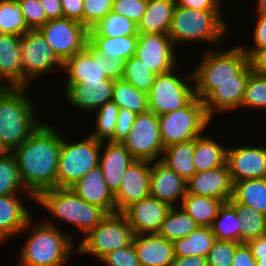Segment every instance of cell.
I'll return each mask as SVG.
<instances>
[{"label": "cell", "mask_w": 266, "mask_h": 266, "mask_svg": "<svg viewBox=\"0 0 266 266\" xmlns=\"http://www.w3.org/2000/svg\"><path fill=\"white\" fill-rule=\"evenodd\" d=\"M30 89L0 88V144L7 152L19 147L43 122L32 96L28 95Z\"/></svg>", "instance_id": "4"}, {"label": "cell", "mask_w": 266, "mask_h": 266, "mask_svg": "<svg viewBox=\"0 0 266 266\" xmlns=\"http://www.w3.org/2000/svg\"><path fill=\"white\" fill-rule=\"evenodd\" d=\"M138 35L103 37L88 36V42L106 58H123L125 60L136 53Z\"/></svg>", "instance_id": "34"}, {"label": "cell", "mask_w": 266, "mask_h": 266, "mask_svg": "<svg viewBox=\"0 0 266 266\" xmlns=\"http://www.w3.org/2000/svg\"><path fill=\"white\" fill-rule=\"evenodd\" d=\"M231 266H257L256 259L247 243H240L236 247Z\"/></svg>", "instance_id": "54"}, {"label": "cell", "mask_w": 266, "mask_h": 266, "mask_svg": "<svg viewBox=\"0 0 266 266\" xmlns=\"http://www.w3.org/2000/svg\"><path fill=\"white\" fill-rule=\"evenodd\" d=\"M253 24V42L250 45L240 44L244 52L249 56L254 50L266 47V16L255 15ZM246 45V46H245ZM250 46V47H249Z\"/></svg>", "instance_id": "50"}, {"label": "cell", "mask_w": 266, "mask_h": 266, "mask_svg": "<svg viewBox=\"0 0 266 266\" xmlns=\"http://www.w3.org/2000/svg\"><path fill=\"white\" fill-rule=\"evenodd\" d=\"M206 133L205 131L195 139L193 162L196 172L212 170L226 163L227 146Z\"/></svg>", "instance_id": "29"}, {"label": "cell", "mask_w": 266, "mask_h": 266, "mask_svg": "<svg viewBox=\"0 0 266 266\" xmlns=\"http://www.w3.org/2000/svg\"><path fill=\"white\" fill-rule=\"evenodd\" d=\"M253 8H255V15L266 16V0H256Z\"/></svg>", "instance_id": "59"}, {"label": "cell", "mask_w": 266, "mask_h": 266, "mask_svg": "<svg viewBox=\"0 0 266 266\" xmlns=\"http://www.w3.org/2000/svg\"><path fill=\"white\" fill-rule=\"evenodd\" d=\"M198 227L200 226L180 206H173L157 234L173 242L188 237Z\"/></svg>", "instance_id": "35"}, {"label": "cell", "mask_w": 266, "mask_h": 266, "mask_svg": "<svg viewBox=\"0 0 266 266\" xmlns=\"http://www.w3.org/2000/svg\"><path fill=\"white\" fill-rule=\"evenodd\" d=\"M225 0H176L177 6L203 11H224ZM223 9V10H222Z\"/></svg>", "instance_id": "52"}, {"label": "cell", "mask_w": 266, "mask_h": 266, "mask_svg": "<svg viewBox=\"0 0 266 266\" xmlns=\"http://www.w3.org/2000/svg\"><path fill=\"white\" fill-rule=\"evenodd\" d=\"M35 202L48 212L45 214H50L43 219L46 224L60 228L61 221L66 222L65 225L76 226L77 232L83 234L82 238L109 214L101 207L84 201L71 188L56 187L42 191Z\"/></svg>", "instance_id": "3"}, {"label": "cell", "mask_w": 266, "mask_h": 266, "mask_svg": "<svg viewBox=\"0 0 266 266\" xmlns=\"http://www.w3.org/2000/svg\"><path fill=\"white\" fill-rule=\"evenodd\" d=\"M248 63L253 73L266 76V47L254 50L248 56Z\"/></svg>", "instance_id": "55"}, {"label": "cell", "mask_w": 266, "mask_h": 266, "mask_svg": "<svg viewBox=\"0 0 266 266\" xmlns=\"http://www.w3.org/2000/svg\"><path fill=\"white\" fill-rule=\"evenodd\" d=\"M247 245L254 258H266V235L249 240Z\"/></svg>", "instance_id": "58"}, {"label": "cell", "mask_w": 266, "mask_h": 266, "mask_svg": "<svg viewBox=\"0 0 266 266\" xmlns=\"http://www.w3.org/2000/svg\"><path fill=\"white\" fill-rule=\"evenodd\" d=\"M226 19L223 11H203L176 5L168 35L175 47L179 46V52L180 47L185 44L187 47L188 43L204 42L210 45L205 49L215 48L225 44L223 39L230 35L232 27Z\"/></svg>", "instance_id": "5"}, {"label": "cell", "mask_w": 266, "mask_h": 266, "mask_svg": "<svg viewBox=\"0 0 266 266\" xmlns=\"http://www.w3.org/2000/svg\"><path fill=\"white\" fill-rule=\"evenodd\" d=\"M21 194L0 196V245L13 240L33 217Z\"/></svg>", "instance_id": "24"}, {"label": "cell", "mask_w": 266, "mask_h": 266, "mask_svg": "<svg viewBox=\"0 0 266 266\" xmlns=\"http://www.w3.org/2000/svg\"><path fill=\"white\" fill-rule=\"evenodd\" d=\"M241 224L234 205L229 201L220 206L210 228L216 239L240 243Z\"/></svg>", "instance_id": "36"}, {"label": "cell", "mask_w": 266, "mask_h": 266, "mask_svg": "<svg viewBox=\"0 0 266 266\" xmlns=\"http://www.w3.org/2000/svg\"><path fill=\"white\" fill-rule=\"evenodd\" d=\"M21 6L25 23L30 30L39 29L48 19L39 0H16Z\"/></svg>", "instance_id": "47"}, {"label": "cell", "mask_w": 266, "mask_h": 266, "mask_svg": "<svg viewBox=\"0 0 266 266\" xmlns=\"http://www.w3.org/2000/svg\"><path fill=\"white\" fill-rule=\"evenodd\" d=\"M7 151L2 147V145L0 144V155L6 153Z\"/></svg>", "instance_id": "61"}, {"label": "cell", "mask_w": 266, "mask_h": 266, "mask_svg": "<svg viewBox=\"0 0 266 266\" xmlns=\"http://www.w3.org/2000/svg\"><path fill=\"white\" fill-rule=\"evenodd\" d=\"M232 199L266 215V178L234 182Z\"/></svg>", "instance_id": "32"}, {"label": "cell", "mask_w": 266, "mask_h": 266, "mask_svg": "<svg viewBox=\"0 0 266 266\" xmlns=\"http://www.w3.org/2000/svg\"><path fill=\"white\" fill-rule=\"evenodd\" d=\"M114 82L108 78L100 82L64 83L63 96L71 108L84 111L86 115L92 114L106 102L112 101Z\"/></svg>", "instance_id": "19"}, {"label": "cell", "mask_w": 266, "mask_h": 266, "mask_svg": "<svg viewBox=\"0 0 266 266\" xmlns=\"http://www.w3.org/2000/svg\"><path fill=\"white\" fill-rule=\"evenodd\" d=\"M21 193L35 202V197L22 184L15 156L6 152L0 155V196Z\"/></svg>", "instance_id": "38"}, {"label": "cell", "mask_w": 266, "mask_h": 266, "mask_svg": "<svg viewBox=\"0 0 266 266\" xmlns=\"http://www.w3.org/2000/svg\"><path fill=\"white\" fill-rule=\"evenodd\" d=\"M99 262L104 264L103 266H140L133 242L106 254Z\"/></svg>", "instance_id": "46"}, {"label": "cell", "mask_w": 266, "mask_h": 266, "mask_svg": "<svg viewBox=\"0 0 266 266\" xmlns=\"http://www.w3.org/2000/svg\"><path fill=\"white\" fill-rule=\"evenodd\" d=\"M83 138L71 142L62 133L56 187L70 188L99 165L101 142L89 134Z\"/></svg>", "instance_id": "8"}, {"label": "cell", "mask_w": 266, "mask_h": 266, "mask_svg": "<svg viewBox=\"0 0 266 266\" xmlns=\"http://www.w3.org/2000/svg\"><path fill=\"white\" fill-rule=\"evenodd\" d=\"M27 222L19 235L26 233L27 238L19 247V266H65L77 253L74 234L62 231L63 228L48 225L43 220ZM31 229V230H30ZM30 231V232H29ZM29 234V235H28Z\"/></svg>", "instance_id": "2"}, {"label": "cell", "mask_w": 266, "mask_h": 266, "mask_svg": "<svg viewBox=\"0 0 266 266\" xmlns=\"http://www.w3.org/2000/svg\"><path fill=\"white\" fill-rule=\"evenodd\" d=\"M228 146L226 163L233 183L266 178V145Z\"/></svg>", "instance_id": "16"}, {"label": "cell", "mask_w": 266, "mask_h": 266, "mask_svg": "<svg viewBox=\"0 0 266 266\" xmlns=\"http://www.w3.org/2000/svg\"><path fill=\"white\" fill-rule=\"evenodd\" d=\"M176 5V0L149 1L137 24V33L168 34Z\"/></svg>", "instance_id": "28"}, {"label": "cell", "mask_w": 266, "mask_h": 266, "mask_svg": "<svg viewBox=\"0 0 266 266\" xmlns=\"http://www.w3.org/2000/svg\"><path fill=\"white\" fill-rule=\"evenodd\" d=\"M135 160L121 142H101L99 166L113 194L118 191L126 169Z\"/></svg>", "instance_id": "23"}, {"label": "cell", "mask_w": 266, "mask_h": 266, "mask_svg": "<svg viewBox=\"0 0 266 266\" xmlns=\"http://www.w3.org/2000/svg\"><path fill=\"white\" fill-rule=\"evenodd\" d=\"M138 35L137 24L125 16L109 12L88 31V36L122 37Z\"/></svg>", "instance_id": "39"}, {"label": "cell", "mask_w": 266, "mask_h": 266, "mask_svg": "<svg viewBox=\"0 0 266 266\" xmlns=\"http://www.w3.org/2000/svg\"><path fill=\"white\" fill-rule=\"evenodd\" d=\"M171 206L148 196L129 206L126 216L134 235L157 234Z\"/></svg>", "instance_id": "20"}, {"label": "cell", "mask_w": 266, "mask_h": 266, "mask_svg": "<svg viewBox=\"0 0 266 266\" xmlns=\"http://www.w3.org/2000/svg\"><path fill=\"white\" fill-rule=\"evenodd\" d=\"M194 151L195 139L175 143L164 148L160 161L187 182L196 173Z\"/></svg>", "instance_id": "30"}, {"label": "cell", "mask_w": 266, "mask_h": 266, "mask_svg": "<svg viewBox=\"0 0 266 266\" xmlns=\"http://www.w3.org/2000/svg\"><path fill=\"white\" fill-rule=\"evenodd\" d=\"M62 142V130L49 122L39 127L12 153L25 189L35 198L56 188V174Z\"/></svg>", "instance_id": "1"}, {"label": "cell", "mask_w": 266, "mask_h": 266, "mask_svg": "<svg viewBox=\"0 0 266 266\" xmlns=\"http://www.w3.org/2000/svg\"><path fill=\"white\" fill-rule=\"evenodd\" d=\"M22 87L33 86L32 82L44 75L63 70V62L47 44L46 38L38 30H29L21 36Z\"/></svg>", "instance_id": "12"}, {"label": "cell", "mask_w": 266, "mask_h": 266, "mask_svg": "<svg viewBox=\"0 0 266 266\" xmlns=\"http://www.w3.org/2000/svg\"><path fill=\"white\" fill-rule=\"evenodd\" d=\"M30 29L16 0H0V33L22 36Z\"/></svg>", "instance_id": "42"}, {"label": "cell", "mask_w": 266, "mask_h": 266, "mask_svg": "<svg viewBox=\"0 0 266 266\" xmlns=\"http://www.w3.org/2000/svg\"><path fill=\"white\" fill-rule=\"evenodd\" d=\"M48 20L63 18L61 0H39Z\"/></svg>", "instance_id": "56"}, {"label": "cell", "mask_w": 266, "mask_h": 266, "mask_svg": "<svg viewBox=\"0 0 266 266\" xmlns=\"http://www.w3.org/2000/svg\"><path fill=\"white\" fill-rule=\"evenodd\" d=\"M83 25L89 30L111 12L113 0H83Z\"/></svg>", "instance_id": "48"}, {"label": "cell", "mask_w": 266, "mask_h": 266, "mask_svg": "<svg viewBox=\"0 0 266 266\" xmlns=\"http://www.w3.org/2000/svg\"><path fill=\"white\" fill-rule=\"evenodd\" d=\"M123 58H106L89 42L83 50L63 62L66 84L100 82V80L122 79L125 71Z\"/></svg>", "instance_id": "9"}, {"label": "cell", "mask_w": 266, "mask_h": 266, "mask_svg": "<svg viewBox=\"0 0 266 266\" xmlns=\"http://www.w3.org/2000/svg\"><path fill=\"white\" fill-rule=\"evenodd\" d=\"M21 37L0 33V85L22 87Z\"/></svg>", "instance_id": "27"}, {"label": "cell", "mask_w": 266, "mask_h": 266, "mask_svg": "<svg viewBox=\"0 0 266 266\" xmlns=\"http://www.w3.org/2000/svg\"><path fill=\"white\" fill-rule=\"evenodd\" d=\"M252 70L247 63L238 73L237 80H227L220 83L204 99L207 114L213 120L215 114L240 111L244 91Z\"/></svg>", "instance_id": "17"}, {"label": "cell", "mask_w": 266, "mask_h": 266, "mask_svg": "<svg viewBox=\"0 0 266 266\" xmlns=\"http://www.w3.org/2000/svg\"><path fill=\"white\" fill-rule=\"evenodd\" d=\"M222 46L206 49L198 57L199 63L192 68L195 96L201 100L220 83L237 80V73L248 63L240 43L230 48L225 44Z\"/></svg>", "instance_id": "6"}, {"label": "cell", "mask_w": 266, "mask_h": 266, "mask_svg": "<svg viewBox=\"0 0 266 266\" xmlns=\"http://www.w3.org/2000/svg\"><path fill=\"white\" fill-rule=\"evenodd\" d=\"M134 234L123 213H112L77 242V254L100 260L106 254L129 245Z\"/></svg>", "instance_id": "11"}, {"label": "cell", "mask_w": 266, "mask_h": 266, "mask_svg": "<svg viewBox=\"0 0 266 266\" xmlns=\"http://www.w3.org/2000/svg\"><path fill=\"white\" fill-rule=\"evenodd\" d=\"M119 107L113 102H106L93 113L96 115L92 131L88 133L99 142H114Z\"/></svg>", "instance_id": "41"}, {"label": "cell", "mask_w": 266, "mask_h": 266, "mask_svg": "<svg viewBox=\"0 0 266 266\" xmlns=\"http://www.w3.org/2000/svg\"><path fill=\"white\" fill-rule=\"evenodd\" d=\"M230 202L234 205L238 217L241 219L240 243L266 235V215L259 211L239 204L232 198Z\"/></svg>", "instance_id": "40"}, {"label": "cell", "mask_w": 266, "mask_h": 266, "mask_svg": "<svg viewBox=\"0 0 266 266\" xmlns=\"http://www.w3.org/2000/svg\"><path fill=\"white\" fill-rule=\"evenodd\" d=\"M179 65L181 66L178 64L171 71L158 74L154 78L148 93V102L149 111L158 116L182 109L196 97L192 70L181 75L184 72H180Z\"/></svg>", "instance_id": "10"}, {"label": "cell", "mask_w": 266, "mask_h": 266, "mask_svg": "<svg viewBox=\"0 0 266 266\" xmlns=\"http://www.w3.org/2000/svg\"><path fill=\"white\" fill-rule=\"evenodd\" d=\"M136 116V113L128 109H119L114 132V142H122L128 136Z\"/></svg>", "instance_id": "51"}, {"label": "cell", "mask_w": 266, "mask_h": 266, "mask_svg": "<svg viewBox=\"0 0 266 266\" xmlns=\"http://www.w3.org/2000/svg\"><path fill=\"white\" fill-rule=\"evenodd\" d=\"M38 30L62 62L83 50L88 42L89 30L65 17L48 20Z\"/></svg>", "instance_id": "14"}, {"label": "cell", "mask_w": 266, "mask_h": 266, "mask_svg": "<svg viewBox=\"0 0 266 266\" xmlns=\"http://www.w3.org/2000/svg\"><path fill=\"white\" fill-rule=\"evenodd\" d=\"M132 242L140 266H171L175 257L172 241L158 234H140Z\"/></svg>", "instance_id": "26"}, {"label": "cell", "mask_w": 266, "mask_h": 266, "mask_svg": "<svg viewBox=\"0 0 266 266\" xmlns=\"http://www.w3.org/2000/svg\"><path fill=\"white\" fill-rule=\"evenodd\" d=\"M61 6L65 18L83 24V0H61Z\"/></svg>", "instance_id": "53"}, {"label": "cell", "mask_w": 266, "mask_h": 266, "mask_svg": "<svg viewBox=\"0 0 266 266\" xmlns=\"http://www.w3.org/2000/svg\"><path fill=\"white\" fill-rule=\"evenodd\" d=\"M70 188L87 203L97 205L109 214L116 213L115 196L108 188L99 165Z\"/></svg>", "instance_id": "25"}, {"label": "cell", "mask_w": 266, "mask_h": 266, "mask_svg": "<svg viewBox=\"0 0 266 266\" xmlns=\"http://www.w3.org/2000/svg\"><path fill=\"white\" fill-rule=\"evenodd\" d=\"M187 194L209 196L229 202L233 193V182L227 163L204 172H196L186 183Z\"/></svg>", "instance_id": "22"}, {"label": "cell", "mask_w": 266, "mask_h": 266, "mask_svg": "<svg viewBox=\"0 0 266 266\" xmlns=\"http://www.w3.org/2000/svg\"><path fill=\"white\" fill-rule=\"evenodd\" d=\"M171 266H208L206 257L199 255L174 257Z\"/></svg>", "instance_id": "57"}, {"label": "cell", "mask_w": 266, "mask_h": 266, "mask_svg": "<svg viewBox=\"0 0 266 266\" xmlns=\"http://www.w3.org/2000/svg\"><path fill=\"white\" fill-rule=\"evenodd\" d=\"M176 49L168 34H138L135 56L158 75L171 71L181 62Z\"/></svg>", "instance_id": "15"}, {"label": "cell", "mask_w": 266, "mask_h": 266, "mask_svg": "<svg viewBox=\"0 0 266 266\" xmlns=\"http://www.w3.org/2000/svg\"><path fill=\"white\" fill-rule=\"evenodd\" d=\"M151 161L135 160L122 176L121 185L114 194L116 212L123 213L129 206L150 196Z\"/></svg>", "instance_id": "18"}, {"label": "cell", "mask_w": 266, "mask_h": 266, "mask_svg": "<svg viewBox=\"0 0 266 266\" xmlns=\"http://www.w3.org/2000/svg\"><path fill=\"white\" fill-rule=\"evenodd\" d=\"M223 204L209 196L186 194L180 203L182 208L199 226L210 227Z\"/></svg>", "instance_id": "31"}, {"label": "cell", "mask_w": 266, "mask_h": 266, "mask_svg": "<svg viewBox=\"0 0 266 266\" xmlns=\"http://www.w3.org/2000/svg\"><path fill=\"white\" fill-rule=\"evenodd\" d=\"M257 266H266V258H255Z\"/></svg>", "instance_id": "60"}, {"label": "cell", "mask_w": 266, "mask_h": 266, "mask_svg": "<svg viewBox=\"0 0 266 266\" xmlns=\"http://www.w3.org/2000/svg\"><path fill=\"white\" fill-rule=\"evenodd\" d=\"M147 3L144 0H113L111 11L138 24L146 10Z\"/></svg>", "instance_id": "49"}, {"label": "cell", "mask_w": 266, "mask_h": 266, "mask_svg": "<svg viewBox=\"0 0 266 266\" xmlns=\"http://www.w3.org/2000/svg\"><path fill=\"white\" fill-rule=\"evenodd\" d=\"M240 243L216 239L206 256L208 266H231L236 247Z\"/></svg>", "instance_id": "45"}, {"label": "cell", "mask_w": 266, "mask_h": 266, "mask_svg": "<svg viewBox=\"0 0 266 266\" xmlns=\"http://www.w3.org/2000/svg\"><path fill=\"white\" fill-rule=\"evenodd\" d=\"M241 109L266 111V76L253 72L250 74L240 111Z\"/></svg>", "instance_id": "44"}, {"label": "cell", "mask_w": 266, "mask_h": 266, "mask_svg": "<svg viewBox=\"0 0 266 266\" xmlns=\"http://www.w3.org/2000/svg\"><path fill=\"white\" fill-rule=\"evenodd\" d=\"M216 237L210 227H198L188 237L173 241L175 257L199 255L206 257Z\"/></svg>", "instance_id": "33"}, {"label": "cell", "mask_w": 266, "mask_h": 266, "mask_svg": "<svg viewBox=\"0 0 266 266\" xmlns=\"http://www.w3.org/2000/svg\"><path fill=\"white\" fill-rule=\"evenodd\" d=\"M160 138L164 148L169 145L196 139L209 131L212 119L203 100L195 97L187 106L158 116Z\"/></svg>", "instance_id": "7"}, {"label": "cell", "mask_w": 266, "mask_h": 266, "mask_svg": "<svg viewBox=\"0 0 266 266\" xmlns=\"http://www.w3.org/2000/svg\"><path fill=\"white\" fill-rule=\"evenodd\" d=\"M186 181L160 160L151 162L150 196L169 204L179 206L187 194Z\"/></svg>", "instance_id": "21"}, {"label": "cell", "mask_w": 266, "mask_h": 266, "mask_svg": "<svg viewBox=\"0 0 266 266\" xmlns=\"http://www.w3.org/2000/svg\"><path fill=\"white\" fill-rule=\"evenodd\" d=\"M121 143L136 160H160L164 146L160 138L158 115L151 111L137 114L131 131Z\"/></svg>", "instance_id": "13"}, {"label": "cell", "mask_w": 266, "mask_h": 266, "mask_svg": "<svg viewBox=\"0 0 266 266\" xmlns=\"http://www.w3.org/2000/svg\"><path fill=\"white\" fill-rule=\"evenodd\" d=\"M112 101L119 109H128L136 114L149 111L148 94L137 90L123 79L115 80Z\"/></svg>", "instance_id": "37"}, {"label": "cell", "mask_w": 266, "mask_h": 266, "mask_svg": "<svg viewBox=\"0 0 266 266\" xmlns=\"http://www.w3.org/2000/svg\"><path fill=\"white\" fill-rule=\"evenodd\" d=\"M156 74L135 55L125 62L123 80L129 82L137 90L149 93Z\"/></svg>", "instance_id": "43"}]
</instances>
